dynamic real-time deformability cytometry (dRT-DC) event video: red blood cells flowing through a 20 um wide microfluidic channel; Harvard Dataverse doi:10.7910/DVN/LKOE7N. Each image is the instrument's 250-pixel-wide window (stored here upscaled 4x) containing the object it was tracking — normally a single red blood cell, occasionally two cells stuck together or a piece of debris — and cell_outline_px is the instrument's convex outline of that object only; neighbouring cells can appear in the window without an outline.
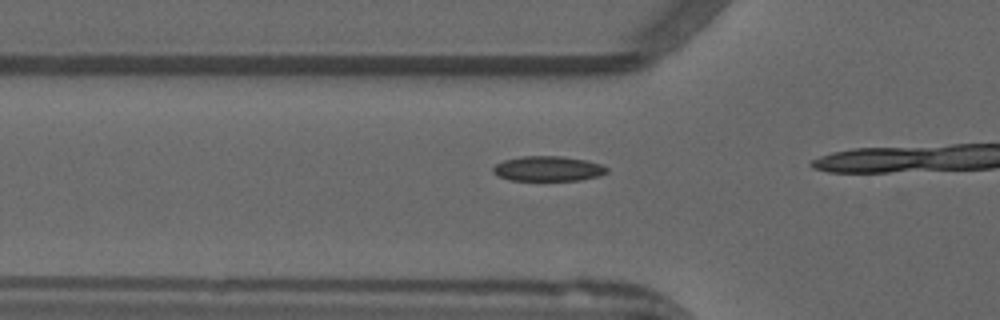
{"species": "common noctule bat (a hibernating species)", "species_latin": "Nyctalus noctula", "temperature_condition": "warm", "stored_images_in_passage": 15, "camera_frame_rate_fps": 3000, "um_per_image_px": 0.085, "animal": {"sex": "male", "forearm_length_mm": 52.5}, "frame": {"image": 1, "passage_image": 13, "time_ms": 4.0, "image_size_px": [1000, 320], "cell_outline_px": [[608, 172], [600, 176], [580, 180], [512, 180], [500, 176], [492, 172], [492, 168], [496, 164], [504, 160], [524, 156], [560, 156], [584, 160], [600, 164], [608, 168]], "centroid_in_image_um": [46.6, 14.34], "position_along_channel_um": 79.2, "area_um2": 16.42}}